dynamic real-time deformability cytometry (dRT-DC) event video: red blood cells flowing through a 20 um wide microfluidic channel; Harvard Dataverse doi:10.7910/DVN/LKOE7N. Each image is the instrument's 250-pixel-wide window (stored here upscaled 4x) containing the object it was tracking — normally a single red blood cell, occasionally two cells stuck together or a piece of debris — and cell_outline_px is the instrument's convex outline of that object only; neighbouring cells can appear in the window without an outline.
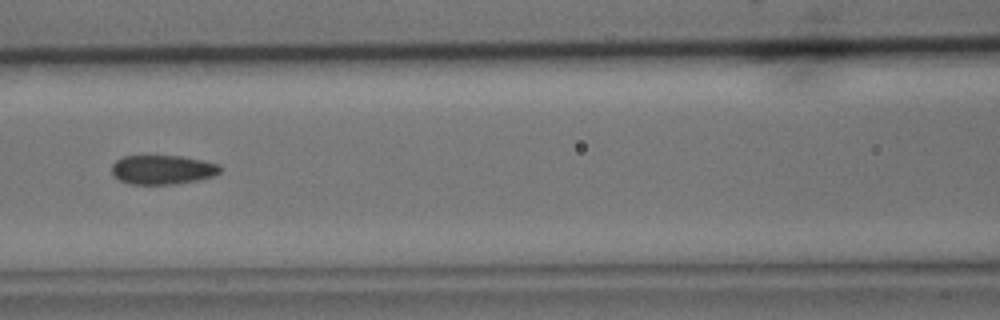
{"species": "common noctule bat (a hibernating species)", "species_latin": "Nyctalus noctula", "temperature_condition": "cold", "stored_images_in_passage": 32, "camera_frame_rate_fps": 3000, "um_per_image_px": 0.085, "animal": {"sex": "male", "body_mass_g": 15.6}, "frame": {"image": 1, "passage_image": 7, "time_ms": 2.0, "image_size_px": [1000, 320], "cell_outline_px": [[220, 172], [212, 176], [196, 180], [172, 184], [132, 184], [120, 180], [112, 176], [112, 164], [116, 160], [124, 156], [180, 156], [220, 164]], "centroid_in_image_um": [13.78, 14.42], "position_along_channel_um": 152.8, "area_um2": 18.26}}
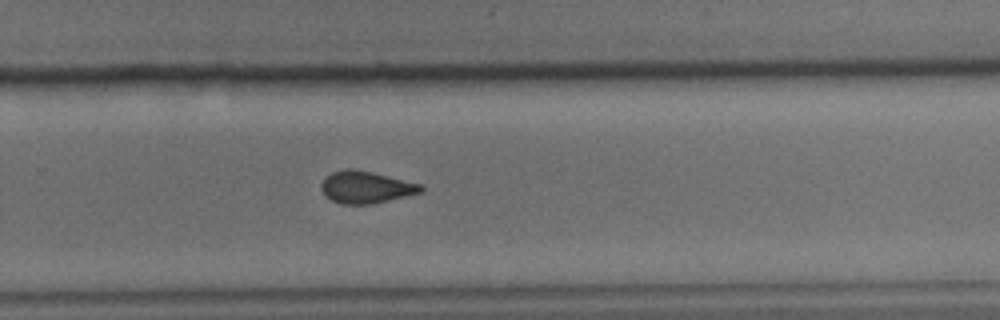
{"frame": {"image": 2, "passage_image": 19, "time_ms": 6.0, "image_size_px": [1000, 320], "cell_outline_px": [[424, 188], [420, 192], [372, 204], [340, 204], [324, 196], [320, 188], [320, 184], [332, 172], [348, 168], [352, 168], [372, 172], [420, 184]], "centroid_in_image_um": [31.04, 15.91], "position_along_channel_um": 298.8, "area_um2": 18.38}}
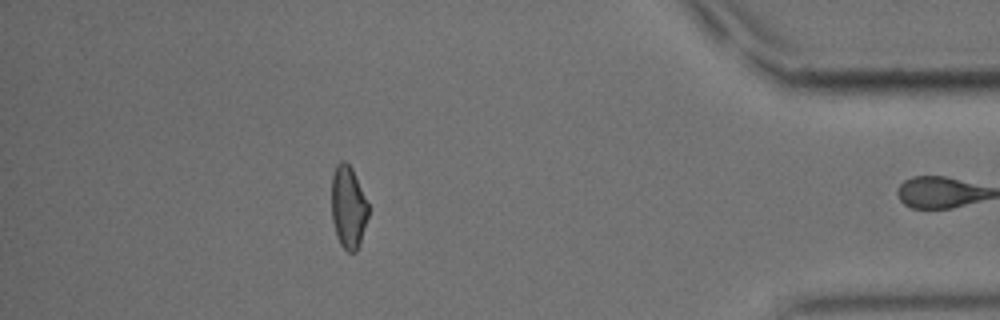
{"frame": {"image": 3, "passage_image": 31, "time_ms": 10.0, "image_size_px": [1000, 320], "cell_outline_px": [[368, 216], [360, 244], [356, 252], [348, 252], [340, 244], [336, 236], [332, 220], [332, 176], [336, 164], [340, 160], [344, 160], [352, 168], [368, 204]], "centroid_in_image_um": [29.59, 17.62], "position_along_channel_um": 405.6, "area_um2": 17.69}}